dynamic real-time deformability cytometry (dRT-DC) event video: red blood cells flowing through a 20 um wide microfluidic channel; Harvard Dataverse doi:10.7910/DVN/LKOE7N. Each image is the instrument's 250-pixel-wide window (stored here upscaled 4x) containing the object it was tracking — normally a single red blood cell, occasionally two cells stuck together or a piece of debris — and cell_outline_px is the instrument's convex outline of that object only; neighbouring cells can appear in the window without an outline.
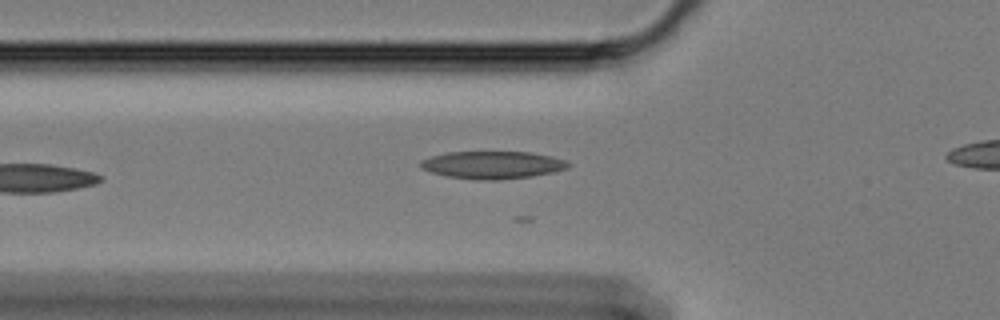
{"species": "Egyptian fruit bat (a non-hibernating species)", "species_latin": "Rousettus aegyptiacus", "temperature_condition": "cold", "stored_images_in_passage": 10, "camera_frame_rate_fps": 3000, "um_per_image_px": 0.085, "animal": {"sex": "female"}, "frame": {"image": 1, "passage_image": 5, "time_ms": 1.333, "image_size_px": [1000, 320], "cell_outline_px": [[572, 164], [568, 168], [552, 172], [532, 176], [496, 180], [480, 180], [448, 176], [432, 172], [420, 168], [420, 160], [432, 156], [448, 152], [528, 152], [552, 156], [564, 160]], "centroid_in_image_um": [41.87, 14.01], "position_along_channel_um": 83.9, "area_um2": 23.58}}